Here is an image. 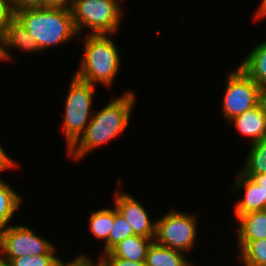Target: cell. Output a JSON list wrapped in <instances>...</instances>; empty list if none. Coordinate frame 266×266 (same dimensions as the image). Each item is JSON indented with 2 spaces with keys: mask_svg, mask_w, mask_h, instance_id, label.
<instances>
[{
  "mask_svg": "<svg viewBox=\"0 0 266 266\" xmlns=\"http://www.w3.org/2000/svg\"><path fill=\"white\" fill-rule=\"evenodd\" d=\"M135 99V93L130 89L94 112L85 132L67 150V156L82 160L89 152L123 134L129 126Z\"/></svg>",
  "mask_w": 266,
  "mask_h": 266,
  "instance_id": "1",
  "label": "cell"
},
{
  "mask_svg": "<svg viewBox=\"0 0 266 266\" xmlns=\"http://www.w3.org/2000/svg\"><path fill=\"white\" fill-rule=\"evenodd\" d=\"M15 18L34 38L43 51L59 44L80 40L71 10L63 8H24L15 11Z\"/></svg>",
  "mask_w": 266,
  "mask_h": 266,
  "instance_id": "2",
  "label": "cell"
},
{
  "mask_svg": "<svg viewBox=\"0 0 266 266\" xmlns=\"http://www.w3.org/2000/svg\"><path fill=\"white\" fill-rule=\"evenodd\" d=\"M111 34L85 36L84 53L75 76L93 86H112L121 66L119 50Z\"/></svg>",
  "mask_w": 266,
  "mask_h": 266,
  "instance_id": "3",
  "label": "cell"
},
{
  "mask_svg": "<svg viewBox=\"0 0 266 266\" xmlns=\"http://www.w3.org/2000/svg\"><path fill=\"white\" fill-rule=\"evenodd\" d=\"M120 0H73L71 12L78 35L84 29L89 34H111L118 32L123 20V8Z\"/></svg>",
  "mask_w": 266,
  "mask_h": 266,
  "instance_id": "4",
  "label": "cell"
},
{
  "mask_svg": "<svg viewBox=\"0 0 266 266\" xmlns=\"http://www.w3.org/2000/svg\"><path fill=\"white\" fill-rule=\"evenodd\" d=\"M66 96L62 128L68 150L85 132L93 115L96 86L72 76ZM92 111V112H91Z\"/></svg>",
  "mask_w": 266,
  "mask_h": 266,
  "instance_id": "5",
  "label": "cell"
},
{
  "mask_svg": "<svg viewBox=\"0 0 266 266\" xmlns=\"http://www.w3.org/2000/svg\"><path fill=\"white\" fill-rule=\"evenodd\" d=\"M197 219L195 214L171 210L156 220L157 244L188 253L197 243Z\"/></svg>",
  "mask_w": 266,
  "mask_h": 266,
  "instance_id": "6",
  "label": "cell"
},
{
  "mask_svg": "<svg viewBox=\"0 0 266 266\" xmlns=\"http://www.w3.org/2000/svg\"><path fill=\"white\" fill-rule=\"evenodd\" d=\"M56 245L40 237L24 225H10L0 234V257L13 259L21 256L56 255Z\"/></svg>",
  "mask_w": 266,
  "mask_h": 266,
  "instance_id": "7",
  "label": "cell"
},
{
  "mask_svg": "<svg viewBox=\"0 0 266 266\" xmlns=\"http://www.w3.org/2000/svg\"><path fill=\"white\" fill-rule=\"evenodd\" d=\"M236 68L228 72L223 95L221 115L227 122L258 105L259 85L240 67Z\"/></svg>",
  "mask_w": 266,
  "mask_h": 266,
  "instance_id": "8",
  "label": "cell"
},
{
  "mask_svg": "<svg viewBox=\"0 0 266 266\" xmlns=\"http://www.w3.org/2000/svg\"><path fill=\"white\" fill-rule=\"evenodd\" d=\"M114 206L117 211L130 224L135 235L155 239L156 219L152 221L144 204L138 202L127 192H115Z\"/></svg>",
  "mask_w": 266,
  "mask_h": 266,
  "instance_id": "9",
  "label": "cell"
},
{
  "mask_svg": "<svg viewBox=\"0 0 266 266\" xmlns=\"http://www.w3.org/2000/svg\"><path fill=\"white\" fill-rule=\"evenodd\" d=\"M236 175L232 188L237 191L244 190V197L239 198L233 207L236 218L246 213L266 210V195L262 188L240 170Z\"/></svg>",
  "mask_w": 266,
  "mask_h": 266,
  "instance_id": "10",
  "label": "cell"
},
{
  "mask_svg": "<svg viewBox=\"0 0 266 266\" xmlns=\"http://www.w3.org/2000/svg\"><path fill=\"white\" fill-rule=\"evenodd\" d=\"M228 123H234L242 136L249 137L250 144L266 138V115L258 105L234 117Z\"/></svg>",
  "mask_w": 266,
  "mask_h": 266,
  "instance_id": "11",
  "label": "cell"
},
{
  "mask_svg": "<svg viewBox=\"0 0 266 266\" xmlns=\"http://www.w3.org/2000/svg\"><path fill=\"white\" fill-rule=\"evenodd\" d=\"M153 241L150 238L133 235L119 242L109 252L100 255V258H123L134 262H145L147 251Z\"/></svg>",
  "mask_w": 266,
  "mask_h": 266,
  "instance_id": "12",
  "label": "cell"
},
{
  "mask_svg": "<svg viewBox=\"0 0 266 266\" xmlns=\"http://www.w3.org/2000/svg\"><path fill=\"white\" fill-rule=\"evenodd\" d=\"M236 220L238 241L266 239V210L246 213Z\"/></svg>",
  "mask_w": 266,
  "mask_h": 266,
  "instance_id": "13",
  "label": "cell"
},
{
  "mask_svg": "<svg viewBox=\"0 0 266 266\" xmlns=\"http://www.w3.org/2000/svg\"><path fill=\"white\" fill-rule=\"evenodd\" d=\"M5 47L8 60H12L10 49H21L30 53L41 52L34 38L24 29L20 22L14 18L8 25L5 34Z\"/></svg>",
  "mask_w": 266,
  "mask_h": 266,
  "instance_id": "14",
  "label": "cell"
},
{
  "mask_svg": "<svg viewBox=\"0 0 266 266\" xmlns=\"http://www.w3.org/2000/svg\"><path fill=\"white\" fill-rule=\"evenodd\" d=\"M238 67L259 86L266 84V40L252 48Z\"/></svg>",
  "mask_w": 266,
  "mask_h": 266,
  "instance_id": "15",
  "label": "cell"
},
{
  "mask_svg": "<svg viewBox=\"0 0 266 266\" xmlns=\"http://www.w3.org/2000/svg\"><path fill=\"white\" fill-rule=\"evenodd\" d=\"M184 254L153 241L147 251L145 263L146 266H193Z\"/></svg>",
  "mask_w": 266,
  "mask_h": 266,
  "instance_id": "16",
  "label": "cell"
},
{
  "mask_svg": "<svg viewBox=\"0 0 266 266\" xmlns=\"http://www.w3.org/2000/svg\"><path fill=\"white\" fill-rule=\"evenodd\" d=\"M13 189L8 183L0 180V234L10 226V220H13L14 213L23 202L22 195Z\"/></svg>",
  "mask_w": 266,
  "mask_h": 266,
  "instance_id": "17",
  "label": "cell"
},
{
  "mask_svg": "<svg viewBox=\"0 0 266 266\" xmlns=\"http://www.w3.org/2000/svg\"><path fill=\"white\" fill-rule=\"evenodd\" d=\"M237 242L244 266H266V239Z\"/></svg>",
  "mask_w": 266,
  "mask_h": 266,
  "instance_id": "18",
  "label": "cell"
},
{
  "mask_svg": "<svg viewBox=\"0 0 266 266\" xmlns=\"http://www.w3.org/2000/svg\"><path fill=\"white\" fill-rule=\"evenodd\" d=\"M240 171L244 175L266 174V138L252 143Z\"/></svg>",
  "mask_w": 266,
  "mask_h": 266,
  "instance_id": "19",
  "label": "cell"
},
{
  "mask_svg": "<svg viewBox=\"0 0 266 266\" xmlns=\"http://www.w3.org/2000/svg\"><path fill=\"white\" fill-rule=\"evenodd\" d=\"M88 224L93 237L105 243L114 224V207L92 211Z\"/></svg>",
  "mask_w": 266,
  "mask_h": 266,
  "instance_id": "20",
  "label": "cell"
},
{
  "mask_svg": "<svg viewBox=\"0 0 266 266\" xmlns=\"http://www.w3.org/2000/svg\"><path fill=\"white\" fill-rule=\"evenodd\" d=\"M133 235L135 234L133 233L130 224L114 206V224L109 233V239L104 243L103 253H101V255L109 252L119 242Z\"/></svg>",
  "mask_w": 266,
  "mask_h": 266,
  "instance_id": "21",
  "label": "cell"
},
{
  "mask_svg": "<svg viewBox=\"0 0 266 266\" xmlns=\"http://www.w3.org/2000/svg\"><path fill=\"white\" fill-rule=\"evenodd\" d=\"M57 259L56 255H27L3 260L8 261L10 266H53Z\"/></svg>",
  "mask_w": 266,
  "mask_h": 266,
  "instance_id": "22",
  "label": "cell"
},
{
  "mask_svg": "<svg viewBox=\"0 0 266 266\" xmlns=\"http://www.w3.org/2000/svg\"><path fill=\"white\" fill-rule=\"evenodd\" d=\"M15 18L11 0H0V34H5L9 23Z\"/></svg>",
  "mask_w": 266,
  "mask_h": 266,
  "instance_id": "23",
  "label": "cell"
},
{
  "mask_svg": "<svg viewBox=\"0 0 266 266\" xmlns=\"http://www.w3.org/2000/svg\"><path fill=\"white\" fill-rule=\"evenodd\" d=\"M90 257L91 256L80 253L72 260H69V262H65V260L58 258L57 261L53 264V266H100L99 259L95 263L94 259Z\"/></svg>",
  "mask_w": 266,
  "mask_h": 266,
  "instance_id": "24",
  "label": "cell"
},
{
  "mask_svg": "<svg viewBox=\"0 0 266 266\" xmlns=\"http://www.w3.org/2000/svg\"><path fill=\"white\" fill-rule=\"evenodd\" d=\"M100 266H146L145 262H134L123 258H99Z\"/></svg>",
  "mask_w": 266,
  "mask_h": 266,
  "instance_id": "25",
  "label": "cell"
},
{
  "mask_svg": "<svg viewBox=\"0 0 266 266\" xmlns=\"http://www.w3.org/2000/svg\"><path fill=\"white\" fill-rule=\"evenodd\" d=\"M18 164L15 161V159L13 160L12 158H10L8 156V154L6 153V151L4 150V148L1 146L0 144V173L5 170H8L11 168H17ZM0 180H3L0 178Z\"/></svg>",
  "mask_w": 266,
  "mask_h": 266,
  "instance_id": "26",
  "label": "cell"
},
{
  "mask_svg": "<svg viewBox=\"0 0 266 266\" xmlns=\"http://www.w3.org/2000/svg\"><path fill=\"white\" fill-rule=\"evenodd\" d=\"M14 11L24 8L43 7V0H11Z\"/></svg>",
  "mask_w": 266,
  "mask_h": 266,
  "instance_id": "27",
  "label": "cell"
},
{
  "mask_svg": "<svg viewBox=\"0 0 266 266\" xmlns=\"http://www.w3.org/2000/svg\"><path fill=\"white\" fill-rule=\"evenodd\" d=\"M73 0H43V8H63L71 10Z\"/></svg>",
  "mask_w": 266,
  "mask_h": 266,
  "instance_id": "28",
  "label": "cell"
},
{
  "mask_svg": "<svg viewBox=\"0 0 266 266\" xmlns=\"http://www.w3.org/2000/svg\"><path fill=\"white\" fill-rule=\"evenodd\" d=\"M258 106L266 115V84L260 85L258 88Z\"/></svg>",
  "mask_w": 266,
  "mask_h": 266,
  "instance_id": "29",
  "label": "cell"
},
{
  "mask_svg": "<svg viewBox=\"0 0 266 266\" xmlns=\"http://www.w3.org/2000/svg\"><path fill=\"white\" fill-rule=\"evenodd\" d=\"M246 176L251 177L256 182V184H258L262 188L266 195V174Z\"/></svg>",
  "mask_w": 266,
  "mask_h": 266,
  "instance_id": "30",
  "label": "cell"
},
{
  "mask_svg": "<svg viewBox=\"0 0 266 266\" xmlns=\"http://www.w3.org/2000/svg\"><path fill=\"white\" fill-rule=\"evenodd\" d=\"M254 19L262 20L264 17H266V0H262L259 4L258 9L256 10V13L254 14Z\"/></svg>",
  "mask_w": 266,
  "mask_h": 266,
  "instance_id": "31",
  "label": "cell"
},
{
  "mask_svg": "<svg viewBox=\"0 0 266 266\" xmlns=\"http://www.w3.org/2000/svg\"><path fill=\"white\" fill-rule=\"evenodd\" d=\"M0 61H9L6 53L5 38L3 34H0Z\"/></svg>",
  "mask_w": 266,
  "mask_h": 266,
  "instance_id": "32",
  "label": "cell"
},
{
  "mask_svg": "<svg viewBox=\"0 0 266 266\" xmlns=\"http://www.w3.org/2000/svg\"><path fill=\"white\" fill-rule=\"evenodd\" d=\"M0 266H10L9 262L0 257Z\"/></svg>",
  "mask_w": 266,
  "mask_h": 266,
  "instance_id": "33",
  "label": "cell"
}]
</instances>
